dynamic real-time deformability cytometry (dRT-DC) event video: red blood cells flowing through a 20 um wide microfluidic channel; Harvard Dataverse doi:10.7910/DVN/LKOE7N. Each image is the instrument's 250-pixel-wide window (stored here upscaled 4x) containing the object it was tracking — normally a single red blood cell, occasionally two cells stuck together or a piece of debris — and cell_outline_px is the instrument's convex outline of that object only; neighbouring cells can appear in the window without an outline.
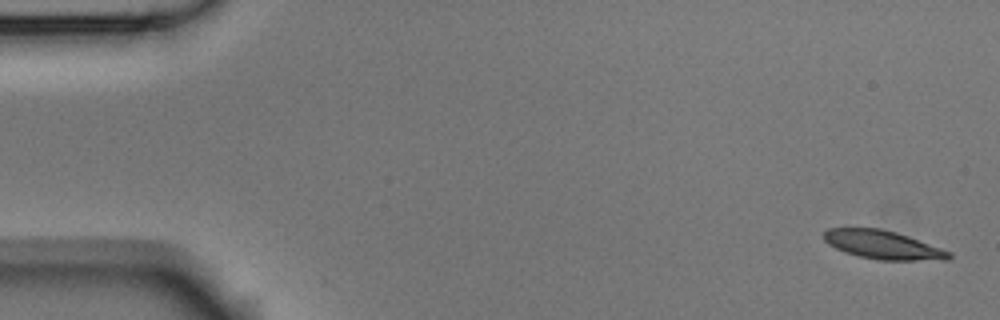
{"species": "Egyptian fruit bat (a non-hibernating species)", "species_latin": "Rousettus aegyptiacus", "temperature_condition": "room temperature", "stored_images_in_passage": 4, "camera_frame_rate_fps": 3000, "um_per_image_px": 0.085, "animal": {"sex": "male"}, "frame": {"image": 1, "passage_image": 1, "time_ms": 0.0, "image_size_px": [1000, 320], "cell_outline_px": [[952, 256], [948, 260], [876, 260], [844, 252], [828, 244], [824, 240], [824, 232], [828, 228], [880, 228], [896, 232], [908, 236], [952, 252]], "centroid_in_image_um": [75.06, 20.81], "position_along_channel_um": 9.9, "area_um2": 20.81}}
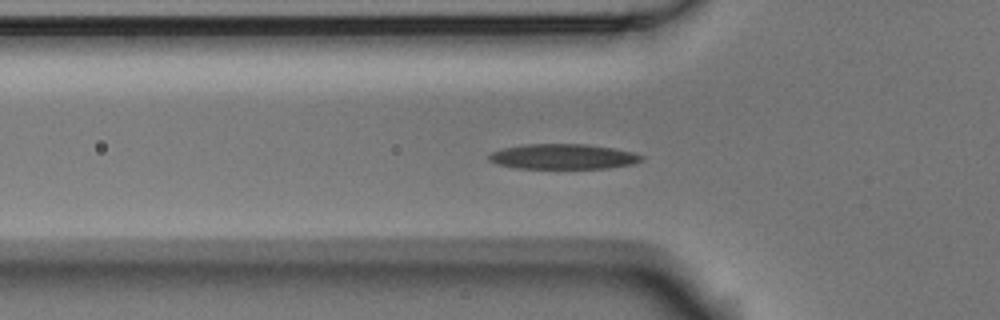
{"frame": {"image": 2, "passage_image": 4, "time_ms": 1.0, "image_size_px": [1000, 320], "cell_outline_px": [[644, 160], [632, 164], [608, 168], [516, 168], [496, 164], [488, 160], [488, 156], [492, 152], [504, 148], [524, 144], [584, 144], [612, 148], [632, 152], [644, 156]], "centroid_in_image_um": [47.85, 13.31], "position_along_channel_um": 77.9, "area_um2": 22.31}}